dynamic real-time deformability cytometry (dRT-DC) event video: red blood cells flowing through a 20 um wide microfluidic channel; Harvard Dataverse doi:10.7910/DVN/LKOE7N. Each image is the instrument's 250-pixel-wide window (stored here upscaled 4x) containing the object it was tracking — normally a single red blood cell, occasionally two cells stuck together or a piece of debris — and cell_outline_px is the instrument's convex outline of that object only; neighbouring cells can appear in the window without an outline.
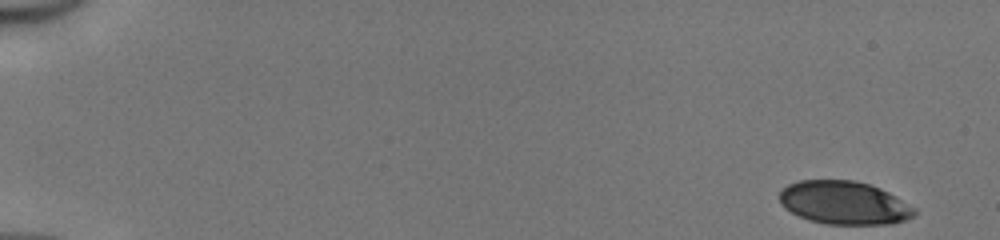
{"species": "human", "species_latin": "Homo sapiens", "temperature_condition": "cold", "stored_images_in_passage": 48, "camera_frame_rate_fps": 3000, "um_per_image_px": 0.085, "donor": {"sex": "male"}, "frame": {"image": 1, "passage_image": 1, "time_ms": 0.0, "image_size_px": [1000, 240], "cell_outline_px": [[916, 212], [912, 216], [904, 220], [892, 224], [828, 224], [808, 220], [784, 208], [780, 204], [780, 192], [788, 184], [800, 180], [856, 180], [880, 188], [896, 196], [916, 208]], "centroid_in_image_um": [71.75, 17.23], "position_along_channel_um": 13.2, "area_um2": 33.99}}
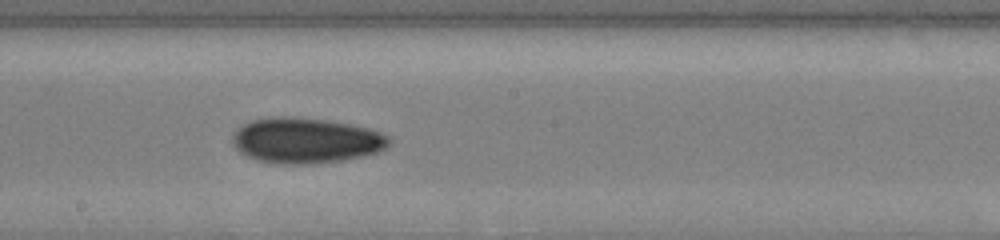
{"frame": {"image": 2, "passage_image": 28, "time_ms": 9.0, "image_size_px": [1000, 240], "cell_outline_px": [[392, 140], [380, 152], [364, 156], [344, 160], [312, 164], [276, 164], [256, 160], [244, 156], [232, 144], [232, 136], [244, 124], [252, 120], [272, 116], [284, 116], [324, 120], [352, 124], [368, 128], [380, 132], [388, 136]], "centroid_in_image_um": [26.0, 11.96], "position_along_channel_um": 222.2, "area_um2": 41.73}}
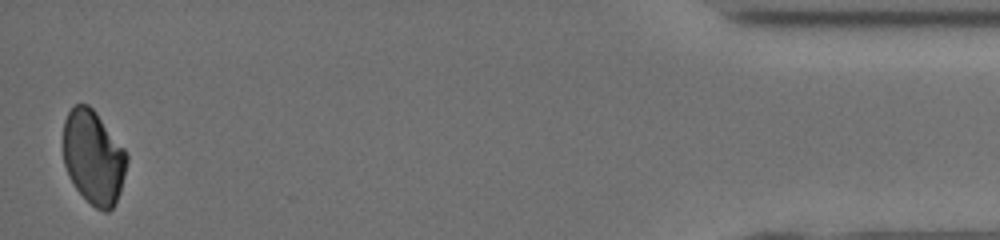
{"frame": {"image": 3, "passage_image": 48, "time_ms": 15.667, "image_size_px": [1000, 240], "cell_outline_px": [[128, 160], [120, 192], [112, 208], [108, 212], [104, 212], [96, 208], [76, 188], [68, 176], [64, 164], [64, 120], [68, 112], [76, 104], [88, 104], [96, 112], [124, 148], [128, 156]], "centroid_in_image_um": [7.95, 13.36], "position_along_channel_um": 427.3, "area_um2": 34.56}, "authors_computed_cell_mechanics": {"area_um2": 37.4255, "velocity_mm_per_s": 4.1777, "shape_relaxation_time_tau1_ms": 4.4703, "shape_relaxation_time_tau2_ms": null, "deformation_change_tau1": 0.0927, "deformation_change_tau2": null}}